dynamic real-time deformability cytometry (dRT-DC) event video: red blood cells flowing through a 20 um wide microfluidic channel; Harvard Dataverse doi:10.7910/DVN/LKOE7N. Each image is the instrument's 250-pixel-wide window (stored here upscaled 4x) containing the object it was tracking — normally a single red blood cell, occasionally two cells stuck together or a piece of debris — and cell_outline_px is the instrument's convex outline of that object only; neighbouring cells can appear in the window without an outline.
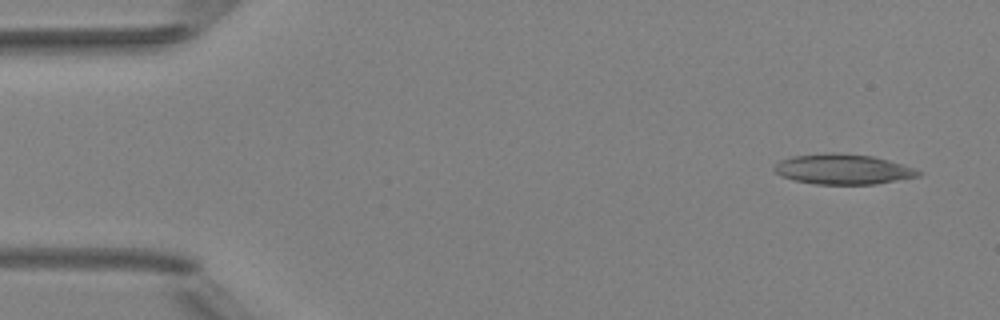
{"species": "Egyptian fruit bat (a non-hibernating species)", "species_latin": "Rousettus aegyptiacus", "temperature_condition": "room temperature", "stored_images_in_passage": 4, "camera_frame_rate_fps": 3000, "um_per_image_px": 0.085, "animal": {"sex": "female"}, "frame": {"image": 1, "passage_image": 1, "time_ms": 0.0, "image_size_px": [1000, 320], "cell_outline_px": [[920, 176], [876, 184], [816, 184], [796, 180], [780, 176], [772, 168], [780, 160], [792, 156], [824, 152], [840, 152], [872, 156], [888, 160], [912, 168], [920, 172]], "centroid_in_image_um": [71.6, 14.37], "position_along_channel_um": 13.4, "area_um2": 25.32}}
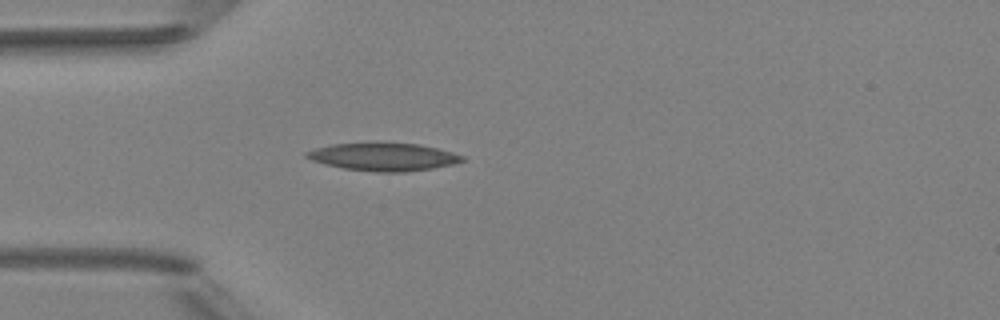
{"frame": {"image": 2, "passage_image": 4, "time_ms": 3.667, "image_size_px": [1000, 320], "cell_outline_px": [[464, 160], [452, 164], [432, 168], [404, 172], [376, 172], [344, 168], [324, 164], [312, 160], [304, 156], [304, 152], [316, 148], [332, 144], [380, 140], [420, 144], [452, 152], [464, 156]], "centroid_in_image_um": [32.55, 13.29], "position_along_channel_um": 52.4, "area_um2": 25.95}}